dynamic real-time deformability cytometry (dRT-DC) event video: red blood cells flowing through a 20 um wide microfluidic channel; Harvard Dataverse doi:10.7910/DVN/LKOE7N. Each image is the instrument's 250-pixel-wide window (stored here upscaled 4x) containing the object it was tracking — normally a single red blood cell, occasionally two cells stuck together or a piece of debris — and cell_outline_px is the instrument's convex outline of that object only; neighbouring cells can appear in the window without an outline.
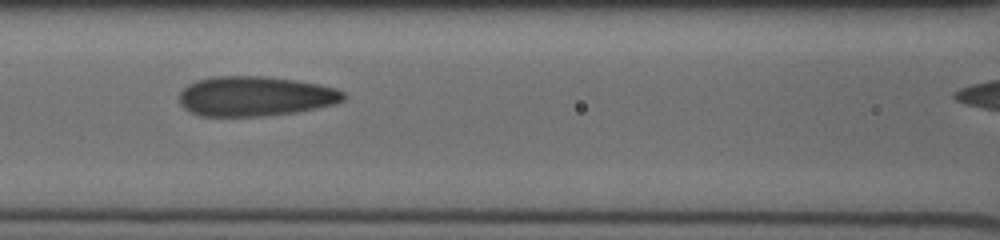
{"species": "human", "species_latin": "Homo sapiens", "temperature_condition": "cold", "stored_images_in_passage": 12, "camera_frame_rate_fps": 3000, "um_per_image_px": 0.085, "donor": {"sex": "male"}, "frame": {"image": 1, "passage_image": 9, "time_ms": 4.333, "image_size_px": [1000, 240], "cell_outline_px": [[344, 100], [336, 104], [296, 112], [264, 116], [200, 116], [184, 108], [180, 104], [180, 92], [188, 84], [196, 80], [212, 76], [264, 76], [296, 80], [320, 84], [336, 88], [344, 92]], "centroid_in_image_um": [21.7, 8.17], "position_along_channel_um": 144.9, "area_um2": 38.32}}